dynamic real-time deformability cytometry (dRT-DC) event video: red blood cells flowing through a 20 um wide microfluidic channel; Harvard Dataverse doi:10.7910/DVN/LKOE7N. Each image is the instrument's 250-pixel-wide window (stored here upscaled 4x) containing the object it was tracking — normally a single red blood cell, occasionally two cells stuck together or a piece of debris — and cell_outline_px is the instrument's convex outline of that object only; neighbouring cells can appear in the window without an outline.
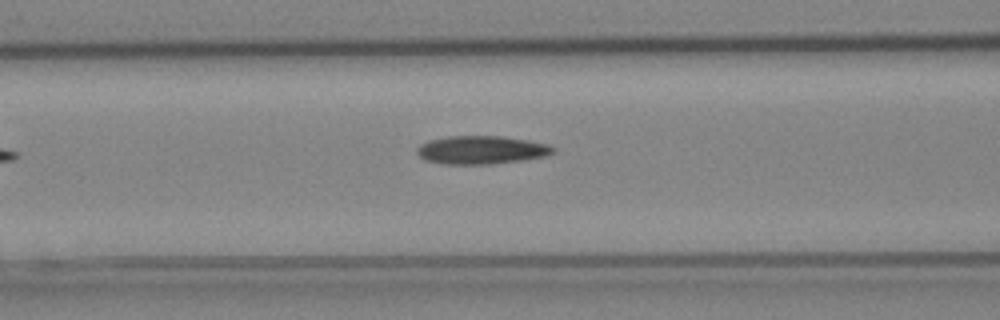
{"species": "Egyptian fruit bat (a non-hibernating species)", "species_latin": "Rousettus aegyptiacus", "temperature_condition": "cold", "stored_images_in_passage": 4, "segment_of_instrument_passage": [1, 2], "camera_frame_rate_fps": 3000, "um_per_image_px": 0.085, "animal": {"sex": "female"}, "frame": {"image": 1, "passage_image": 3, "time_ms": 0.667, "image_size_px": [1000, 320], "cell_outline_px": [[556, 152], [544, 156], [524, 160], [492, 164], [444, 164], [424, 160], [416, 152], [416, 148], [420, 144], [432, 140], [448, 136], [500, 136], [528, 140], [548, 144], [556, 148]], "centroid_in_image_um": [40.93, 12.75], "position_along_channel_um": 125.7, "area_um2": 22.48}}